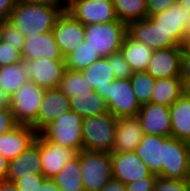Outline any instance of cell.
<instances>
[{"label":"cell","instance_id":"cell-1","mask_svg":"<svg viewBox=\"0 0 190 191\" xmlns=\"http://www.w3.org/2000/svg\"><path fill=\"white\" fill-rule=\"evenodd\" d=\"M65 8L61 4L29 5L16 3L8 21L11 22L25 38L36 34L51 32L58 17Z\"/></svg>","mask_w":190,"mask_h":191},{"label":"cell","instance_id":"cell-2","mask_svg":"<svg viewBox=\"0 0 190 191\" xmlns=\"http://www.w3.org/2000/svg\"><path fill=\"white\" fill-rule=\"evenodd\" d=\"M117 120L110 112L83 118V150L111 153L117 129Z\"/></svg>","mask_w":190,"mask_h":191},{"label":"cell","instance_id":"cell-3","mask_svg":"<svg viewBox=\"0 0 190 191\" xmlns=\"http://www.w3.org/2000/svg\"><path fill=\"white\" fill-rule=\"evenodd\" d=\"M127 34V25L120 21L85 25V41L101 57L119 52Z\"/></svg>","mask_w":190,"mask_h":191},{"label":"cell","instance_id":"cell-4","mask_svg":"<svg viewBox=\"0 0 190 191\" xmlns=\"http://www.w3.org/2000/svg\"><path fill=\"white\" fill-rule=\"evenodd\" d=\"M82 123L83 118L79 114L69 111L59 115L39 133L50 142L80 152L83 150Z\"/></svg>","mask_w":190,"mask_h":191},{"label":"cell","instance_id":"cell-5","mask_svg":"<svg viewBox=\"0 0 190 191\" xmlns=\"http://www.w3.org/2000/svg\"><path fill=\"white\" fill-rule=\"evenodd\" d=\"M80 170L84 190L100 191L113 179L110 153L81 150Z\"/></svg>","mask_w":190,"mask_h":191},{"label":"cell","instance_id":"cell-6","mask_svg":"<svg viewBox=\"0 0 190 191\" xmlns=\"http://www.w3.org/2000/svg\"><path fill=\"white\" fill-rule=\"evenodd\" d=\"M44 92L45 89L29 80L10 95V110L18 125L31 126L36 130L38 109Z\"/></svg>","mask_w":190,"mask_h":191},{"label":"cell","instance_id":"cell-7","mask_svg":"<svg viewBox=\"0 0 190 191\" xmlns=\"http://www.w3.org/2000/svg\"><path fill=\"white\" fill-rule=\"evenodd\" d=\"M190 171V144L172 136L163 141L162 172L159 177L186 180Z\"/></svg>","mask_w":190,"mask_h":191},{"label":"cell","instance_id":"cell-8","mask_svg":"<svg viewBox=\"0 0 190 191\" xmlns=\"http://www.w3.org/2000/svg\"><path fill=\"white\" fill-rule=\"evenodd\" d=\"M19 64L29 80L45 90L58 88L66 70L65 60L39 58L31 61L22 58Z\"/></svg>","mask_w":190,"mask_h":191},{"label":"cell","instance_id":"cell-9","mask_svg":"<svg viewBox=\"0 0 190 191\" xmlns=\"http://www.w3.org/2000/svg\"><path fill=\"white\" fill-rule=\"evenodd\" d=\"M108 111L115 117H137L141 105L130 79H115L107 89Z\"/></svg>","mask_w":190,"mask_h":191},{"label":"cell","instance_id":"cell-10","mask_svg":"<svg viewBox=\"0 0 190 191\" xmlns=\"http://www.w3.org/2000/svg\"><path fill=\"white\" fill-rule=\"evenodd\" d=\"M65 10L84 25L119 21L112 0H73Z\"/></svg>","mask_w":190,"mask_h":191},{"label":"cell","instance_id":"cell-11","mask_svg":"<svg viewBox=\"0 0 190 191\" xmlns=\"http://www.w3.org/2000/svg\"><path fill=\"white\" fill-rule=\"evenodd\" d=\"M53 35L61 55L65 58L85 41V25L64 10L55 23Z\"/></svg>","mask_w":190,"mask_h":191},{"label":"cell","instance_id":"cell-12","mask_svg":"<svg viewBox=\"0 0 190 191\" xmlns=\"http://www.w3.org/2000/svg\"><path fill=\"white\" fill-rule=\"evenodd\" d=\"M127 34L132 39L144 43L152 50L182 47L170 34L160 29L150 18L129 23L127 25Z\"/></svg>","mask_w":190,"mask_h":191},{"label":"cell","instance_id":"cell-13","mask_svg":"<svg viewBox=\"0 0 190 191\" xmlns=\"http://www.w3.org/2000/svg\"><path fill=\"white\" fill-rule=\"evenodd\" d=\"M39 155L41 160L42 174L46 178L52 179L64 166L78 154L74 148L58 145L45 139L40 133Z\"/></svg>","mask_w":190,"mask_h":191},{"label":"cell","instance_id":"cell-14","mask_svg":"<svg viewBox=\"0 0 190 191\" xmlns=\"http://www.w3.org/2000/svg\"><path fill=\"white\" fill-rule=\"evenodd\" d=\"M110 155L113 178L125 185L145 177H157L133 151L111 152Z\"/></svg>","mask_w":190,"mask_h":191},{"label":"cell","instance_id":"cell-15","mask_svg":"<svg viewBox=\"0 0 190 191\" xmlns=\"http://www.w3.org/2000/svg\"><path fill=\"white\" fill-rule=\"evenodd\" d=\"M150 19L164 32L182 46L186 34L189 31L190 12L178 3L172 5L166 11L158 13Z\"/></svg>","mask_w":190,"mask_h":191},{"label":"cell","instance_id":"cell-16","mask_svg":"<svg viewBox=\"0 0 190 191\" xmlns=\"http://www.w3.org/2000/svg\"><path fill=\"white\" fill-rule=\"evenodd\" d=\"M182 57V47L154 50L146 72L155 79L180 77Z\"/></svg>","mask_w":190,"mask_h":191},{"label":"cell","instance_id":"cell-17","mask_svg":"<svg viewBox=\"0 0 190 191\" xmlns=\"http://www.w3.org/2000/svg\"><path fill=\"white\" fill-rule=\"evenodd\" d=\"M137 118L144 134L171 136L170 107L150 102L141 105Z\"/></svg>","mask_w":190,"mask_h":191},{"label":"cell","instance_id":"cell-18","mask_svg":"<svg viewBox=\"0 0 190 191\" xmlns=\"http://www.w3.org/2000/svg\"><path fill=\"white\" fill-rule=\"evenodd\" d=\"M69 111H71L69 97H67L58 88L45 90L42 102L38 109L36 131L39 133L59 115Z\"/></svg>","mask_w":190,"mask_h":191},{"label":"cell","instance_id":"cell-19","mask_svg":"<svg viewBox=\"0 0 190 191\" xmlns=\"http://www.w3.org/2000/svg\"><path fill=\"white\" fill-rule=\"evenodd\" d=\"M42 174L39 155V137L18 157L9 160L8 172L5 180L14 182L27 175Z\"/></svg>","mask_w":190,"mask_h":191},{"label":"cell","instance_id":"cell-20","mask_svg":"<svg viewBox=\"0 0 190 191\" xmlns=\"http://www.w3.org/2000/svg\"><path fill=\"white\" fill-rule=\"evenodd\" d=\"M38 132L31 126L17 125L0 135V153L12 160L23 153L36 139Z\"/></svg>","mask_w":190,"mask_h":191},{"label":"cell","instance_id":"cell-21","mask_svg":"<svg viewBox=\"0 0 190 191\" xmlns=\"http://www.w3.org/2000/svg\"><path fill=\"white\" fill-rule=\"evenodd\" d=\"M21 57L31 61L39 58L64 60L55 42L53 31L25 38Z\"/></svg>","mask_w":190,"mask_h":191},{"label":"cell","instance_id":"cell-22","mask_svg":"<svg viewBox=\"0 0 190 191\" xmlns=\"http://www.w3.org/2000/svg\"><path fill=\"white\" fill-rule=\"evenodd\" d=\"M143 135L144 132L137 117L118 118L112 152L134 151L140 144Z\"/></svg>","mask_w":190,"mask_h":191},{"label":"cell","instance_id":"cell-23","mask_svg":"<svg viewBox=\"0 0 190 191\" xmlns=\"http://www.w3.org/2000/svg\"><path fill=\"white\" fill-rule=\"evenodd\" d=\"M167 137L144 134L140 144L133 151L139 156L149 171L158 176L162 172L163 141Z\"/></svg>","mask_w":190,"mask_h":191},{"label":"cell","instance_id":"cell-24","mask_svg":"<svg viewBox=\"0 0 190 191\" xmlns=\"http://www.w3.org/2000/svg\"><path fill=\"white\" fill-rule=\"evenodd\" d=\"M171 136L190 144V98L183 94L170 106Z\"/></svg>","mask_w":190,"mask_h":191},{"label":"cell","instance_id":"cell-25","mask_svg":"<svg viewBox=\"0 0 190 191\" xmlns=\"http://www.w3.org/2000/svg\"><path fill=\"white\" fill-rule=\"evenodd\" d=\"M86 80L90 83L95 92L107 102V89L109 83L116 78L106 57L100 58L81 71Z\"/></svg>","mask_w":190,"mask_h":191},{"label":"cell","instance_id":"cell-26","mask_svg":"<svg viewBox=\"0 0 190 191\" xmlns=\"http://www.w3.org/2000/svg\"><path fill=\"white\" fill-rule=\"evenodd\" d=\"M120 51L133 72H146L154 50L126 34Z\"/></svg>","mask_w":190,"mask_h":191},{"label":"cell","instance_id":"cell-27","mask_svg":"<svg viewBox=\"0 0 190 191\" xmlns=\"http://www.w3.org/2000/svg\"><path fill=\"white\" fill-rule=\"evenodd\" d=\"M184 94L180 77L156 79L151 103L170 107Z\"/></svg>","mask_w":190,"mask_h":191},{"label":"cell","instance_id":"cell-28","mask_svg":"<svg viewBox=\"0 0 190 191\" xmlns=\"http://www.w3.org/2000/svg\"><path fill=\"white\" fill-rule=\"evenodd\" d=\"M70 106L82 118L109 113L106 100L95 91L71 97Z\"/></svg>","mask_w":190,"mask_h":191},{"label":"cell","instance_id":"cell-29","mask_svg":"<svg viewBox=\"0 0 190 191\" xmlns=\"http://www.w3.org/2000/svg\"><path fill=\"white\" fill-rule=\"evenodd\" d=\"M61 191H85L81 179L80 152L52 178Z\"/></svg>","mask_w":190,"mask_h":191},{"label":"cell","instance_id":"cell-30","mask_svg":"<svg viewBox=\"0 0 190 191\" xmlns=\"http://www.w3.org/2000/svg\"><path fill=\"white\" fill-rule=\"evenodd\" d=\"M117 19L128 25L147 18L146 0H112Z\"/></svg>","mask_w":190,"mask_h":191},{"label":"cell","instance_id":"cell-31","mask_svg":"<svg viewBox=\"0 0 190 191\" xmlns=\"http://www.w3.org/2000/svg\"><path fill=\"white\" fill-rule=\"evenodd\" d=\"M100 58L87 41H84L64 58L65 67L72 71H82Z\"/></svg>","mask_w":190,"mask_h":191},{"label":"cell","instance_id":"cell-32","mask_svg":"<svg viewBox=\"0 0 190 191\" xmlns=\"http://www.w3.org/2000/svg\"><path fill=\"white\" fill-rule=\"evenodd\" d=\"M58 89L69 98L78 94L94 91L81 71H72L69 69L64 71Z\"/></svg>","mask_w":190,"mask_h":191},{"label":"cell","instance_id":"cell-33","mask_svg":"<svg viewBox=\"0 0 190 191\" xmlns=\"http://www.w3.org/2000/svg\"><path fill=\"white\" fill-rule=\"evenodd\" d=\"M29 78L25 75L19 63L0 67V84L9 95L21 88Z\"/></svg>","mask_w":190,"mask_h":191},{"label":"cell","instance_id":"cell-34","mask_svg":"<svg viewBox=\"0 0 190 191\" xmlns=\"http://www.w3.org/2000/svg\"><path fill=\"white\" fill-rule=\"evenodd\" d=\"M130 80L139 104L150 103L156 79L147 72H134Z\"/></svg>","mask_w":190,"mask_h":191},{"label":"cell","instance_id":"cell-35","mask_svg":"<svg viewBox=\"0 0 190 191\" xmlns=\"http://www.w3.org/2000/svg\"><path fill=\"white\" fill-rule=\"evenodd\" d=\"M0 40L21 52L25 37L11 22L5 20L0 22Z\"/></svg>","mask_w":190,"mask_h":191},{"label":"cell","instance_id":"cell-36","mask_svg":"<svg viewBox=\"0 0 190 191\" xmlns=\"http://www.w3.org/2000/svg\"><path fill=\"white\" fill-rule=\"evenodd\" d=\"M116 79H130L133 75L131 66L124 59L121 51L106 57Z\"/></svg>","mask_w":190,"mask_h":191},{"label":"cell","instance_id":"cell-37","mask_svg":"<svg viewBox=\"0 0 190 191\" xmlns=\"http://www.w3.org/2000/svg\"><path fill=\"white\" fill-rule=\"evenodd\" d=\"M153 191H190L186 180L166 179L157 176Z\"/></svg>","mask_w":190,"mask_h":191},{"label":"cell","instance_id":"cell-38","mask_svg":"<svg viewBox=\"0 0 190 191\" xmlns=\"http://www.w3.org/2000/svg\"><path fill=\"white\" fill-rule=\"evenodd\" d=\"M21 59L19 50L0 40V67L19 63Z\"/></svg>","mask_w":190,"mask_h":191},{"label":"cell","instance_id":"cell-39","mask_svg":"<svg viewBox=\"0 0 190 191\" xmlns=\"http://www.w3.org/2000/svg\"><path fill=\"white\" fill-rule=\"evenodd\" d=\"M46 177L43 174L27 175L14 181L19 191H37Z\"/></svg>","mask_w":190,"mask_h":191},{"label":"cell","instance_id":"cell-40","mask_svg":"<svg viewBox=\"0 0 190 191\" xmlns=\"http://www.w3.org/2000/svg\"><path fill=\"white\" fill-rule=\"evenodd\" d=\"M147 3V18H150L158 13L166 11L172 5L177 3V0H146Z\"/></svg>","mask_w":190,"mask_h":191},{"label":"cell","instance_id":"cell-41","mask_svg":"<svg viewBox=\"0 0 190 191\" xmlns=\"http://www.w3.org/2000/svg\"><path fill=\"white\" fill-rule=\"evenodd\" d=\"M17 125L10 108L0 107V135L13 130Z\"/></svg>","mask_w":190,"mask_h":191},{"label":"cell","instance_id":"cell-42","mask_svg":"<svg viewBox=\"0 0 190 191\" xmlns=\"http://www.w3.org/2000/svg\"><path fill=\"white\" fill-rule=\"evenodd\" d=\"M157 177H145L126 184V191H153Z\"/></svg>","mask_w":190,"mask_h":191},{"label":"cell","instance_id":"cell-43","mask_svg":"<svg viewBox=\"0 0 190 191\" xmlns=\"http://www.w3.org/2000/svg\"><path fill=\"white\" fill-rule=\"evenodd\" d=\"M180 79L183 87L190 83V53H183Z\"/></svg>","mask_w":190,"mask_h":191},{"label":"cell","instance_id":"cell-44","mask_svg":"<svg viewBox=\"0 0 190 191\" xmlns=\"http://www.w3.org/2000/svg\"><path fill=\"white\" fill-rule=\"evenodd\" d=\"M17 0H0V22L9 19L11 11L16 6Z\"/></svg>","mask_w":190,"mask_h":191},{"label":"cell","instance_id":"cell-45","mask_svg":"<svg viewBox=\"0 0 190 191\" xmlns=\"http://www.w3.org/2000/svg\"><path fill=\"white\" fill-rule=\"evenodd\" d=\"M100 191H126V185L113 178Z\"/></svg>","mask_w":190,"mask_h":191},{"label":"cell","instance_id":"cell-46","mask_svg":"<svg viewBox=\"0 0 190 191\" xmlns=\"http://www.w3.org/2000/svg\"><path fill=\"white\" fill-rule=\"evenodd\" d=\"M37 191H61L58 186L55 184L53 179L45 178Z\"/></svg>","mask_w":190,"mask_h":191},{"label":"cell","instance_id":"cell-47","mask_svg":"<svg viewBox=\"0 0 190 191\" xmlns=\"http://www.w3.org/2000/svg\"><path fill=\"white\" fill-rule=\"evenodd\" d=\"M9 160L0 153V180L5 179L8 172Z\"/></svg>","mask_w":190,"mask_h":191},{"label":"cell","instance_id":"cell-48","mask_svg":"<svg viewBox=\"0 0 190 191\" xmlns=\"http://www.w3.org/2000/svg\"><path fill=\"white\" fill-rule=\"evenodd\" d=\"M0 107L10 108V95L4 91L0 84Z\"/></svg>","mask_w":190,"mask_h":191},{"label":"cell","instance_id":"cell-49","mask_svg":"<svg viewBox=\"0 0 190 191\" xmlns=\"http://www.w3.org/2000/svg\"><path fill=\"white\" fill-rule=\"evenodd\" d=\"M17 2L29 5L59 4L56 0H17Z\"/></svg>","mask_w":190,"mask_h":191},{"label":"cell","instance_id":"cell-50","mask_svg":"<svg viewBox=\"0 0 190 191\" xmlns=\"http://www.w3.org/2000/svg\"><path fill=\"white\" fill-rule=\"evenodd\" d=\"M0 191H19L14 182L0 180Z\"/></svg>","mask_w":190,"mask_h":191},{"label":"cell","instance_id":"cell-51","mask_svg":"<svg viewBox=\"0 0 190 191\" xmlns=\"http://www.w3.org/2000/svg\"><path fill=\"white\" fill-rule=\"evenodd\" d=\"M183 53H190V30L186 34V38L182 44Z\"/></svg>","mask_w":190,"mask_h":191},{"label":"cell","instance_id":"cell-52","mask_svg":"<svg viewBox=\"0 0 190 191\" xmlns=\"http://www.w3.org/2000/svg\"><path fill=\"white\" fill-rule=\"evenodd\" d=\"M177 3L190 12V0H177Z\"/></svg>","mask_w":190,"mask_h":191},{"label":"cell","instance_id":"cell-53","mask_svg":"<svg viewBox=\"0 0 190 191\" xmlns=\"http://www.w3.org/2000/svg\"><path fill=\"white\" fill-rule=\"evenodd\" d=\"M64 8H66L73 0H56Z\"/></svg>","mask_w":190,"mask_h":191},{"label":"cell","instance_id":"cell-54","mask_svg":"<svg viewBox=\"0 0 190 191\" xmlns=\"http://www.w3.org/2000/svg\"><path fill=\"white\" fill-rule=\"evenodd\" d=\"M184 94H186V95L190 98V83H188V84L184 87Z\"/></svg>","mask_w":190,"mask_h":191},{"label":"cell","instance_id":"cell-55","mask_svg":"<svg viewBox=\"0 0 190 191\" xmlns=\"http://www.w3.org/2000/svg\"><path fill=\"white\" fill-rule=\"evenodd\" d=\"M186 181H187L188 186H189V189H190V171H189V173H188V176H187Z\"/></svg>","mask_w":190,"mask_h":191}]
</instances>
